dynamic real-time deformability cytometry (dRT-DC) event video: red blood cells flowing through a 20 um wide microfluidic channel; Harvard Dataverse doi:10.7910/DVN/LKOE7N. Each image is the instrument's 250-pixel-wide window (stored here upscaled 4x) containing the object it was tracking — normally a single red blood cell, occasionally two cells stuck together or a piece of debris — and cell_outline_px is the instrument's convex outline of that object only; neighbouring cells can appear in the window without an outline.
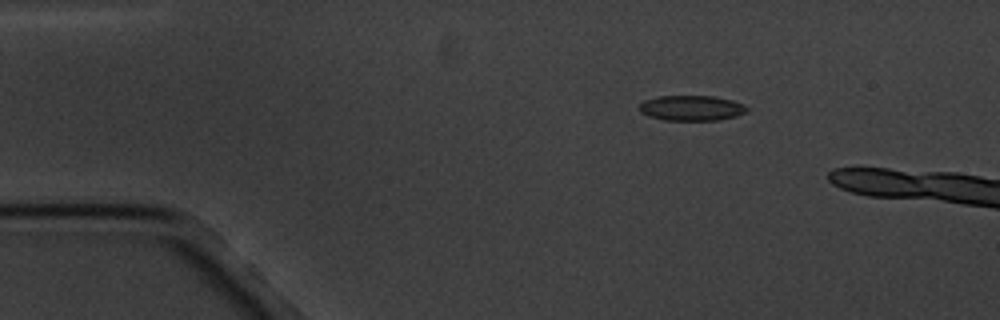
{"species": "common noctule bat (a hibernating species)", "species_latin": "Nyctalus noctula", "temperature_condition": "cold", "stored_images_in_passage": 3, "camera_frame_rate_fps": 3000, "um_per_image_px": 0.085, "animal": {"sex": "male", "body_mass_g": 20.1, "forearm_length_mm": 53.5}, "frame": {"image": 1, "passage_image": 1, "time_ms": 0.0, "image_size_px": [1000, 320], "cell_outline_px": [[748, 112], [736, 116], [720, 120], [664, 120], [648, 116], [640, 112], [640, 104], [644, 100], [660, 96], [712, 96], [732, 100], [744, 104], [748, 108]], "centroid_in_image_um": [58.8, 9.19], "position_along_channel_um": 26.2, "area_um2": 15.9}}